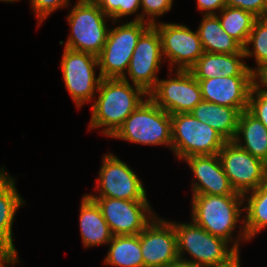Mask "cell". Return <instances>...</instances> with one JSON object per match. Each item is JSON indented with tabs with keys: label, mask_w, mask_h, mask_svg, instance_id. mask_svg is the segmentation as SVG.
<instances>
[{
	"label": "cell",
	"mask_w": 267,
	"mask_h": 267,
	"mask_svg": "<svg viewBox=\"0 0 267 267\" xmlns=\"http://www.w3.org/2000/svg\"><path fill=\"white\" fill-rule=\"evenodd\" d=\"M216 16L224 31L244 47L257 17L243 9L229 6H225Z\"/></svg>",
	"instance_id": "obj_26"
},
{
	"label": "cell",
	"mask_w": 267,
	"mask_h": 267,
	"mask_svg": "<svg viewBox=\"0 0 267 267\" xmlns=\"http://www.w3.org/2000/svg\"><path fill=\"white\" fill-rule=\"evenodd\" d=\"M95 185V194L89 197H109L123 200H148L147 191L136 171L114 155L106 153L102 157L98 177ZM98 194V195H97Z\"/></svg>",
	"instance_id": "obj_9"
},
{
	"label": "cell",
	"mask_w": 267,
	"mask_h": 267,
	"mask_svg": "<svg viewBox=\"0 0 267 267\" xmlns=\"http://www.w3.org/2000/svg\"><path fill=\"white\" fill-rule=\"evenodd\" d=\"M189 166L193 180L192 195H234L236 192L225 174L218 154L191 156L182 160Z\"/></svg>",
	"instance_id": "obj_17"
},
{
	"label": "cell",
	"mask_w": 267,
	"mask_h": 267,
	"mask_svg": "<svg viewBox=\"0 0 267 267\" xmlns=\"http://www.w3.org/2000/svg\"><path fill=\"white\" fill-rule=\"evenodd\" d=\"M245 53L224 54L204 52L189 69L196 79L224 76H252Z\"/></svg>",
	"instance_id": "obj_19"
},
{
	"label": "cell",
	"mask_w": 267,
	"mask_h": 267,
	"mask_svg": "<svg viewBox=\"0 0 267 267\" xmlns=\"http://www.w3.org/2000/svg\"><path fill=\"white\" fill-rule=\"evenodd\" d=\"M139 238L144 267H163L179 258L177 235L170 220L156 215Z\"/></svg>",
	"instance_id": "obj_15"
},
{
	"label": "cell",
	"mask_w": 267,
	"mask_h": 267,
	"mask_svg": "<svg viewBox=\"0 0 267 267\" xmlns=\"http://www.w3.org/2000/svg\"><path fill=\"white\" fill-rule=\"evenodd\" d=\"M18 1H20V0H0V2H6V3H13V2H18Z\"/></svg>",
	"instance_id": "obj_38"
},
{
	"label": "cell",
	"mask_w": 267,
	"mask_h": 267,
	"mask_svg": "<svg viewBox=\"0 0 267 267\" xmlns=\"http://www.w3.org/2000/svg\"><path fill=\"white\" fill-rule=\"evenodd\" d=\"M100 207L113 236L137 235L157 215L149 200L90 197Z\"/></svg>",
	"instance_id": "obj_12"
},
{
	"label": "cell",
	"mask_w": 267,
	"mask_h": 267,
	"mask_svg": "<svg viewBox=\"0 0 267 267\" xmlns=\"http://www.w3.org/2000/svg\"><path fill=\"white\" fill-rule=\"evenodd\" d=\"M104 264L110 267H144L139 234L113 236Z\"/></svg>",
	"instance_id": "obj_25"
},
{
	"label": "cell",
	"mask_w": 267,
	"mask_h": 267,
	"mask_svg": "<svg viewBox=\"0 0 267 267\" xmlns=\"http://www.w3.org/2000/svg\"><path fill=\"white\" fill-rule=\"evenodd\" d=\"M189 221L190 223L170 221L177 235L179 259L189 261L198 267H215L227 262L238 252L224 239L213 236L192 220Z\"/></svg>",
	"instance_id": "obj_4"
},
{
	"label": "cell",
	"mask_w": 267,
	"mask_h": 267,
	"mask_svg": "<svg viewBox=\"0 0 267 267\" xmlns=\"http://www.w3.org/2000/svg\"><path fill=\"white\" fill-rule=\"evenodd\" d=\"M226 6L243 9L257 18L267 16V0H226Z\"/></svg>",
	"instance_id": "obj_32"
},
{
	"label": "cell",
	"mask_w": 267,
	"mask_h": 267,
	"mask_svg": "<svg viewBox=\"0 0 267 267\" xmlns=\"http://www.w3.org/2000/svg\"><path fill=\"white\" fill-rule=\"evenodd\" d=\"M233 141L267 164V128L248 110L242 111L239 115Z\"/></svg>",
	"instance_id": "obj_22"
},
{
	"label": "cell",
	"mask_w": 267,
	"mask_h": 267,
	"mask_svg": "<svg viewBox=\"0 0 267 267\" xmlns=\"http://www.w3.org/2000/svg\"><path fill=\"white\" fill-rule=\"evenodd\" d=\"M110 138L145 146L161 145L171 150V115L148 97Z\"/></svg>",
	"instance_id": "obj_5"
},
{
	"label": "cell",
	"mask_w": 267,
	"mask_h": 267,
	"mask_svg": "<svg viewBox=\"0 0 267 267\" xmlns=\"http://www.w3.org/2000/svg\"><path fill=\"white\" fill-rule=\"evenodd\" d=\"M60 68L66 90L76 104L77 109L83 105L91 103L96 98L95 95L102 77L95 72L99 69L98 57L85 53L67 49L63 47Z\"/></svg>",
	"instance_id": "obj_8"
},
{
	"label": "cell",
	"mask_w": 267,
	"mask_h": 267,
	"mask_svg": "<svg viewBox=\"0 0 267 267\" xmlns=\"http://www.w3.org/2000/svg\"><path fill=\"white\" fill-rule=\"evenodd\" d=\"M112 21L107 39L98 56L99 74L102 78H123L141 34L150 26L144 21Z\"/></svg>",
	"instance_id": "obj_7"
},
{
	"label": "cell",
	"mask_w": 267,
	"mask_h": 267,
	"mask_svg": "<svg viewBox=\"0 0 267 267\" xmlns=\"http://www.w3.org/2000/svg\"><path fill=\"white\" fill-rule=\"evenodd\" d=\"M32 12L38 19L37 26L40 27L43 21H45L50 15H52L57 9L68 8L70 0H29Z\"/></svg>",
	"instance_id": "obj_30"
},
{
	"label": "cell",
	"mask_w": 267,
	"mask_h": 267,
	"mask_svg": "<svg viewBox=\"0 0 267 267\" xmlns=\"http://www.w3.org/2000/svg\"><path fill=\"white\" fill-rule=\"evenodd\" d=\"M66 20L71 30L63 47L98 57L107 39V21L112 19L93 0H77Z\"/></svg>",
	"instance_id": "obj_3"
},
{
	"label": "cell",
	"mask_w": 267,
	"mask_h": 267,
	"mask_svg": "<svg viewBox=\"0 0 267 267\" xmlns=\"http://www.w3.org/2000/svg\"><path fill=\"white\" fill-rule=\"evenodd\" d=\"M16 179L5 167H0V242L6 245L18 258L13 242V222L16 212L26 204L16 188Z\"/></svg>",
	"instance_id": "obj_18"
},
{
	"label": "cell",
	"mask_w": 267,
	"mask_h": 267,
	"mask_svg": "<svg viewBox=\"0 0 267 267\" xmlns=\"http://www.w3.org/2000/svg\"><path fill=\"white\" fill-rule=\"evenodd\" d=\"M79 230L84 248L108 245L113 237L100 207L87 194L80 200Z\"/></svg>",
	"instance_id": "obj_20"
},
{
	"label": "cell",
	"mask_w": 267,
	"mask_h": 267,
	"mask_svg": "<svg viewBox=\"0 0 267 267\" xmlns=\"http://www.w3.org/2000/svg\"><path fill=\"white\" fill-rule=\"evenodd\" d=\"M240 256H241L240 251H238L227 262L219 264L218 266L215 267H243L241 266Z\"/></svg>",
	"instance_id": "obj_36"
},
{
	"label": "cell",
	"mask_w": 267,
	"mask_h": 267,
	"mask_svg": "<svg viewBox=\"0 0 267 267\" xmlns=\"http://www.w3.org/2000/svg\"><path fill=\"white\" fill-rule=\"evenodd\" d=\"M196 4L202 15H216L226 6V0H196Z\"/></svg>",
	"instance_id": "obj_34"
},
{
	"label": "cell",
	"mask_w": 267,
	"mask_h": 267,
	"mask_svg": "<svg viewBox=\"0 0 267 267\" xmlns=\"http://www.w3.org/2000/svg\"><path fill=\"white\" fill-rule=\"evenodd\" d=\"M153 26L159 33L162 54L169 64L168 70H189L204 53L197 29L193 31L182 23L162 21Z\"/></svg>",
	"instance_id": "obj_11"
},
{
	"label": "cell",
	"mask_w": 267,
	"mask_h": 267,
	"mask_svg": "<svg viewBox=\"0 0 267 267\" xmlns=\"http://www.w3.org/2000/svg\"><path fill=\"white\" fill-rule=\"evenodd\" d=\"M200 122L211 126L226 141H233L240 112L236 108L202 100L191 112Z\"/></svg>",
	"instance_id": "obj_21"
},
{
	"label": "cell",
	"mask_w": 267,
	"mask_h": 267,
	"mask_svg": "<svg viewBox=\"0 0 267 267\" xmlns=\"http://www.w3.org/2000/svg\"><path fill=\"white\" fill-rule=\"evenodd\" d=\"M243 201L244 227L250 242L267 228V178L257 189L244 194Z\"/></svg>",
	"instance_id": "obj_24"
},
{
	"label": "cell",
	"mask_w": 267,
	"mask_h": 267,
	"mask_svg": "<svg viewBox=\"0 0 267 267\" xmlns=\"http://www.w3.org/2000/svg\"><path fill=\"white\" fill-rule=\"evenodd\" d=\"M201 18L197 31L204 52L244 53L243 47L224 31L216 15H202Z\"/></svg>",
	"instance_id": "obj_23"
},
{
	"label": "cell",
	"mask_w": 267,
	"mask_h": 267,
	"mask_svg": "<svg viewBox=\"0 0 267 267\" xmlns=\"http://www.w3.org/2000/svg\"><path fill=\"white\" fill-rule=\"evenodd\" d=\"M191 197L190 219L196 225L213 236L224 239L237 251H240L241 244L249 242L244 227L242 194L236 192L234 195H192ZM235 232L236 235H234Z\"/></svg>",
	"instance_id": "obj_1"
},
{
	"label": "cell",
	"mask_w": 267,
	"mask_h": 267,
	"mask_svg": "<svg viewBox=\"0 0 267 267\" xmlns=\"http://www.w3.org/2000/svg\"><path fill=\"white\" fill-rule=\"evenodd\" d=\"M197 80L204 101L236 108L240 113L248 110L252 76H216Z\"/></svg>",
	"instance_id": "obj_16"
},
{
	"label": "cell",
	"mask_w": 267,
	"mask_h": 267,
	"mask_svg": "<svg viewBox=\"0 0 267 267\" xmlns=\"http://www.w3.org/2000/svg\"><path fill=\"white\" fill-rule=\"evenodd\" d=\"M248 111L267 128V93L252 89Z\"/></svg>",
	"instance_id": "obj_31"
},
{
	"label": "cell",
	"mask_w": 267,
	"mask_h": 267,
	"mask_svg": "<svg viewBox=\"0 0 267 267\" xmlns=\"http://www.w3.org/2000/svg\"><path fill=\"white\" fill-rule=\"evenodd\" d=\"M218 157L232 187L239 194L244 195L257 189L267 178V164L234 141H227Z\"/></svg>",
	"instance_id": "obj_14"
},
{
	"label": "cell",
	"mask_w": 267,
	"mask_h": 267,
	"mask_svg": "<svg viewBox=\"0 0 267 267\" xmlns=\"http://www.w3.org/2000/svg\"><path fill=\"white\" fill-rule=\"evenodd\" d=\"M252 89L267 93V63L261 64L252 71Z\"/></svg>",
	"instance_id": "obj_33"
},
{
	"label": "cell",
	"mask_w": 267,
	"mask_h": 267,
	"mask_svg": "<svg viewBox=\"0 0 267 267\" xmlns=\"http://www.w3.org/2000/svg\"><path fill=\"white\" fill-rule=\"evenodd\" d=\"M163 267H198L189 261H185L182 259H177L176 261H173L172 263H169L168 265H165Z\"/></svg>",
	"instance_id": "obj_37"
},
{
	"label": "cell",
	"mask_w": 267,
	"mask_h": 267,
	"mask_svg": "<svg viewBox=\"0 0 267 267\" xmlns=\"http://www.w3.org/2000/svg\"><path fill=\"white\" fill-rule=\"evenodd\" d=\"M112 21H122L124 17L135 14L133 21H141L140 0H93ZM140 9V10H139ZM138 13V14H137Z\"/></svg>",
	"instance_id": "obj_28"
},
{
	"label": "cell",
	"mask_w": 267,
	"mask_h": 267,
	"mask_svg": "<svg viewBox=\"0 0 267 267\" xmlns=\"http://www.w3.org/2000/svg\"><path fill=\"white\" fill-rule=\"evenodd\" d=\"M171 151L180 162L191 156L218 154L227 142L216 130L190 113L171 115Z\"/></svg>",
	"instance_id": "obj_6"
},
{
	"label": "cell",
	"mask_w": 267,
	"mask_h": 267,
	"mask_svg": "<svg viewBox=\"0 0 267 267\" xmlns=\"http://www.w3.org/2000/svg\"><path fill=\"white\" fill-rule=\"evenodd\" d=\"M95 97L88 131L101 129V134L110 138L148 94L122 78H102Z\"/></svg>",
	"instance_id": "obj_2"
},
{
	"label": "cell",
	"mask_w": 267,
	"mask_h": 267,
	"mask_svg": "<svg viewBox=\"0 0 267 267\" xmlns=\"http://www.w3.org/2000/svg\"><path fill=\"white\" fill-rule=\"evenodd\" d=\"M168 71L169 77L159 78L148 97L170 115L190 113L203 100L198 80L189 70Z\"/></svg>",
	"instance_id": "obj_10"
},
{
	"label": "cell",
	"mask_w": 267,
	"mask_h": 267,
	"mask_svg": "<svg viewBox=\"0 0 267 267\" xmlns=\"http://www.w3.org/2000/svg\"><path fill=\"white\" fill-rule=\"evenodd\" d=\"M252 47V48H251ZM251 48V49H250ZM245 59L253 58L255 67H248L253 71L261 64L267 63V16L259 17L255 20L248 41L243 47Z\"/></svg>",
	"instance_id": "obj_27"
},
{
	"label": "cell",
	"mask_w": 267,
	"mask_h": 267,
	"mask_svg": "<svg viewBox=\"0 0 267 267\" xmlns=\"http://www.w3.org/2000/svg\"><path fill=\"white\" fill-rule=\"evenodd\" d=\"M141 21L150 25L158 23L159 18L171 11L174 0H140ZM158 18V19H157Z\"/></svg>",
	"instance_id": "obj_29"
},
{
	"label": "cell",
	"mask_w": 267,
	"mask_h": 267,
	"mask_svg": "<svg viewBox=\"0 0 267 267\" xmlns=\"http://www.w3.org/2000/svg\"><path fill=\"white\" fill-rule=\"evenodd\" d=\"M165 62L157 29L150 25L139 37L123 80L141 87L147 94L155 87Z\"/></svg>",
	"instance_id": "obj_13"
},
{
	"label": "cell",
	"mask_w": 267,
	"mask_h": 267,
	"mask_svg": "<svg viewBox=\"0 0 267 267\" xmlns=\"http://www.w3.org/2000/svg\"><path fill=\"white\" fill-rule=\"evenodd\" d=\"M19 258L2 242H0V267H13L20 263Z\"/></svg>",
	"instance_id": "obj_35"
}]
</instances>
